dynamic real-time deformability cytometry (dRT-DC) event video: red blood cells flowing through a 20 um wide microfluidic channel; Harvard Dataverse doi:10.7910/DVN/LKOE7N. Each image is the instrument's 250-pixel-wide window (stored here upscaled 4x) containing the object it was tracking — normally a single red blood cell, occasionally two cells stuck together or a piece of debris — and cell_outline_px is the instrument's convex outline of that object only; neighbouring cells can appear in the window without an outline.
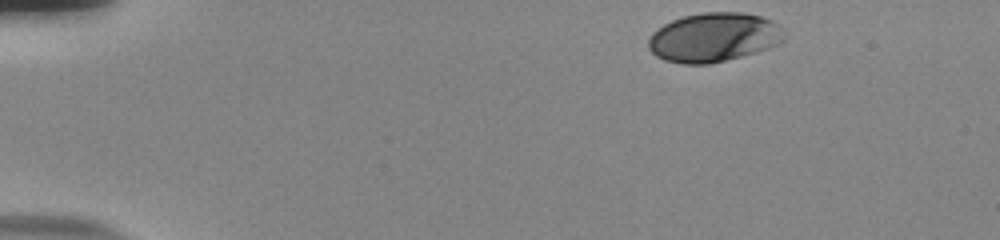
{"species": "human", "species_latin": "Homo sapiens", "temperature_condition": "room temperature", "stored_images_in_passage": 41, "camera_frame_rate_fps": 3000, "um_per_image_px": 0.085, "donor": {"sex": "male"}, "frame": {"image": 1, "passage_image": 1, "time_ms": 0.0, "image_size_px": [1000, 240], "cell_outline_px": [[784, 40], [768, 48], [740, 56], [708, 64], [680, 64], [664, 60], [656, 56], [648, 48], [648, 40], [652, 32], [664, 24], [672, 20], [684, 16], [704, 12], [744, 12], [760, 16], [772, 20], [776, 24], [784, 36]], "centroid_in_image_um": [60.62, 3.17], "position_along_channel_um": 24.4, "area_um2": 38.61}}
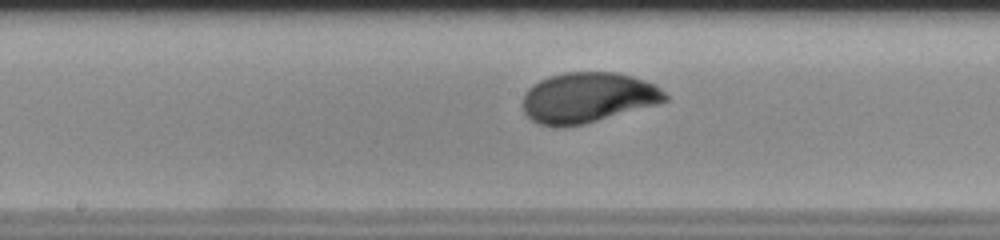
{"frame": {"image": 2, "passage_image": 23, "time_ms": 7.333, "image_size_px": [1000, 240], "cell_outline_px": [[668, 100], [656, 104], [584, 124], [560, 128], [556, 128], [540, 124], [532, 120], [524, 112], [524, 96], [528, 88], [540, 80], [548, 76], [564, 72], [616, 72], [632, 76], [652, 84], [660, 88], [668, 96]], "centroid_in_image_um": [49.93, 8.3], "position_along_channel_um": 198.3, "area_um2": 41.56}}
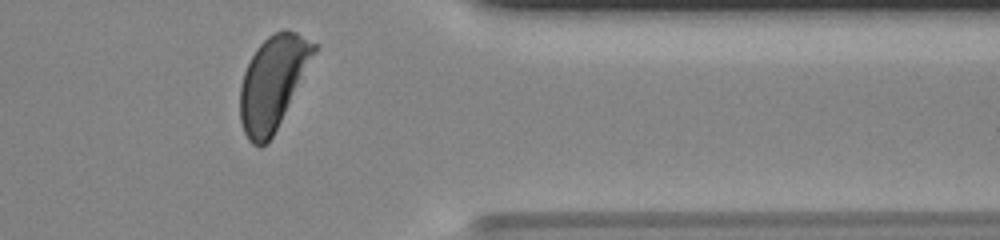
{"frame": {"image": 3, "passage_image": 39, "time_ms": 12.667, "image_size_px": [1000, 240], "cell_outline_px": [[320, 48], [268, 144], [260, 148], [252, 144], [248, 140], [244, 132], [240, 120], [240, 84], [244, 72], [256, 48], [272, 32], [284, 28], [288, 28], [320, 44]], "centroid_in_image_um": [23.23, 6.98], "position_along_channel_um": 388.2, "area_um2": 40.81}, "authors_computed_cell_mechanics": {"area_um2": 40.8068, "velocity_mm_per_s": 3.7356, "shape_relaxation_time_tau1_ms": 2.2354, "shape_relaxation_time_tau2_ms": null, "deformation_change_tau1": 0.1361, "deformation_change_tau2": null}}